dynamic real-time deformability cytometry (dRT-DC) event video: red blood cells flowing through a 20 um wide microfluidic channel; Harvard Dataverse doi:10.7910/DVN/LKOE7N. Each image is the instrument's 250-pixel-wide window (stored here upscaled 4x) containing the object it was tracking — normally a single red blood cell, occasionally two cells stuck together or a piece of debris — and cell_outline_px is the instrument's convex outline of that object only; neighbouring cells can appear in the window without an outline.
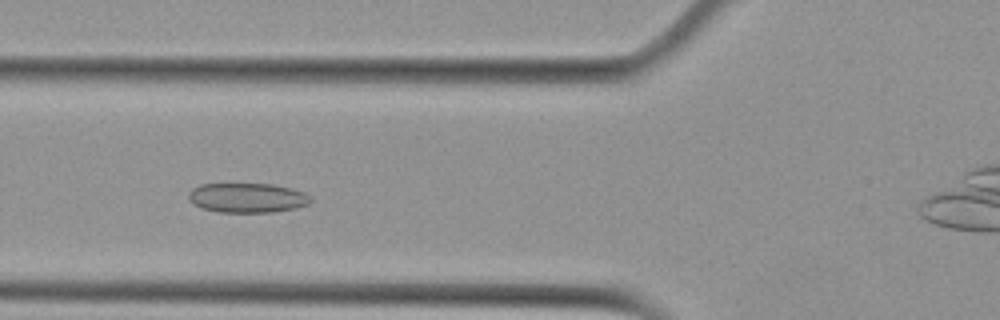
{"species": "Egyptian fruit bat (a non-hibernating species)", "species_latin": "Rousettus aegyptiacus", "temperature_condition": "cold", "stored_images_in_passage": 36, "camera_frame_rate_fps": 3000, "um_per_image_px": 0.085, "animal": {"sex": "female"}, "frame": {"image": 1, "passage_image": 9, "time_ms": 2.667, "image_size_px": [1000, 320], "cell_outline_px": [[312, 200], [308, 204], [296, 208], [272, 212], [216, 212], [200, 208], [188, 200], [188, 192], [192, 188], [200, 184], [272, 184], [292, 188], [304, 192], [312, 196]], "centroid_in_image_um": [21.01, 16.81], "position_along_channel_um": 104.8, "area_um2": 21.33}}
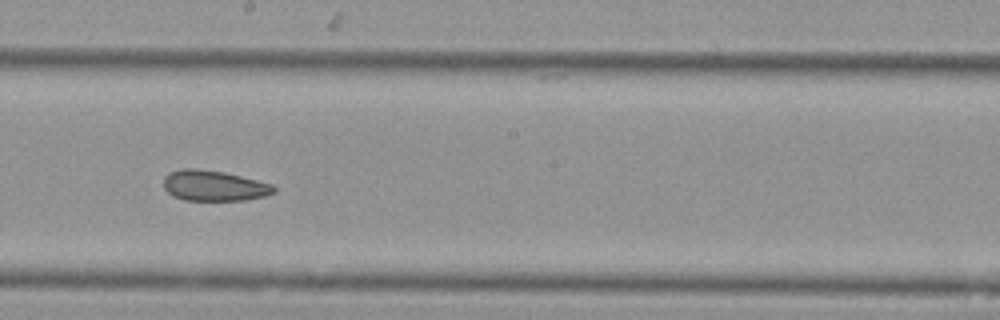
{"frame": {"image": 2, "passage_image": 19, "time_ms": 6.0, "image_size_px": [1000, 320], "cell_outline_px": [[276, 192], [264, 196], [248, 200], [184, 200], [172, 196], [164, 188], [164, 176], [168, 172], [184, 168], [196, 168], [224, 172], [272, 184], [276, 188]], "centroid_in_image_um": [18.17, 15.78], "position_along_channel_um": 230.0, "area_um2": 19.71}}
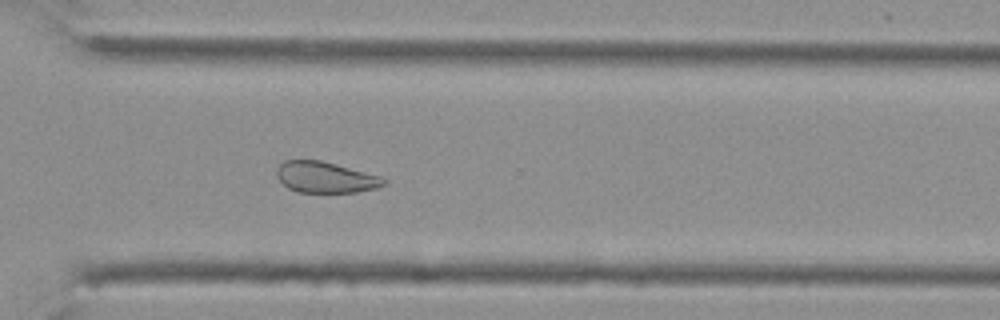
{"frame": {"image": 3, "passage_image": 28, "time_ms": 9.0, "image_size_px": [1000, 320], "cell_outline_px": [[388, 180], [384, 184], [376, 188], [356, 192], [300, 192], [288, 188], [276, 176], [276, 168], [284, 160], [320, 160], [336, 164], [380, 176]], "centroid_in_image_um": [27.65, 15.06], "position_along_channel_um": 343.0, "area_um2": 19.25}}